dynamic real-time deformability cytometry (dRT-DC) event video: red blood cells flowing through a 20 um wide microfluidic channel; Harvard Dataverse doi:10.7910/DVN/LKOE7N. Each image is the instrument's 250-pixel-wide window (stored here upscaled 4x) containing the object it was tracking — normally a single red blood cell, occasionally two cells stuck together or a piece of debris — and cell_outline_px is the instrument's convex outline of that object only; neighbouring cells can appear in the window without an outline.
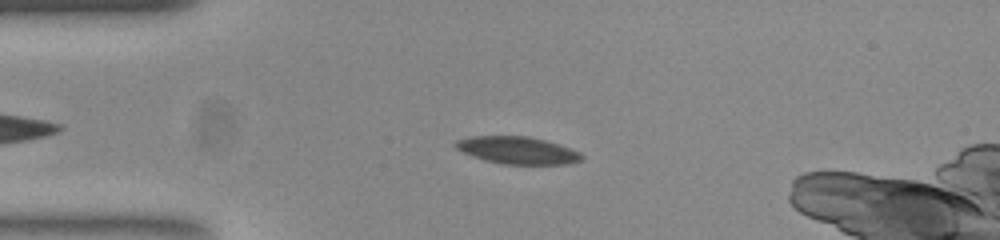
{"species": "common noctule bat (a hibernating species)", "species_latin": "Nyctalus noctula", "temperature_condition": "room temperature", "stored_images_in_passage": 52, "camera_frame_rate_fps": 3000, "um_per_image_px": 0.085, "animal": {"sex": "female", "body_mass_g": 23.0, "forearm_length_mm": 53.4}, "frame": {"image": 1, "passage_image": 10, "time_ms": 3.0, "image_size_px": [1000, 240], "cell_outline_px": [[584, 156], [580, 160], [568, 164], [504, 164], [484, 160], [472, 156], [456, 148], [452, 144], [456, 140], [472, 136], [528, 136], [544, 140], [580, 152]], "centroid_in_image_um": [43.94, 12.77], "position_along_channel_um": 41.1, "area_um2": 19.88}}
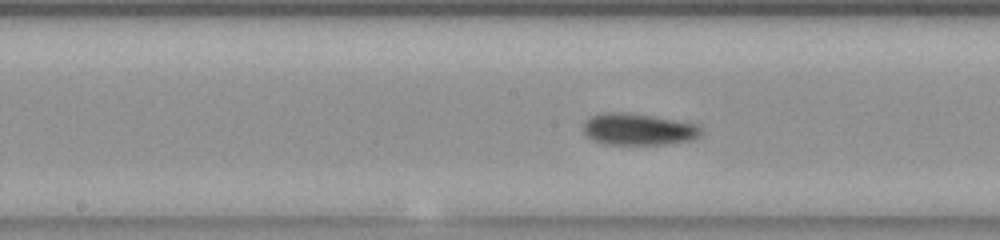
{"frame": {"image": 2, "passage_image": 24, "time_ms": 7.667, "image_size_px": [1000, 240], "cell_outline_px": [[700, 136], [692, 140], [664, 144], [604, 144], [588, 136], [584, 132], [584, 120], [600, 112], [628, 112], [652, 116], [692, 124], [700, 128]], "centroid_in_image_um": [54.2, 10.98], "position_along_channel_um": 194.0, "area_um2": 21.39}}
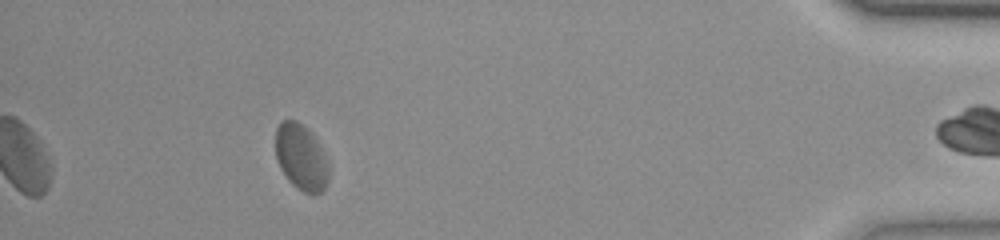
{"frame": {"image": 3, "passage_image": 46, "time_ms": 15.0, "image_size_px": [1000, 240], "cell_outline_px": [[328, 180], [324, 188], [320, 192], [312, 196], [296, 188], [288, 180], [280, 168], [276, 160], [276, 128], [284, 120], [296, 120], [312, 132], [328, 164]], "centroid_in_image_um": [25.58, 13.39], "position_along_channel_um": 409.6, "area_um2": 20.4}, "authors_computed_cell_mechanics": {"area_um2": 20.7502, "velocity_mm_per_s": 3.7756, "shape_relaxation_time_tau1_ms": null, "shape_relaxation_time_tau2_ms": 2.0971, "deformation_change_tau1": null, "deformation_change_tau2": 0.0633}}